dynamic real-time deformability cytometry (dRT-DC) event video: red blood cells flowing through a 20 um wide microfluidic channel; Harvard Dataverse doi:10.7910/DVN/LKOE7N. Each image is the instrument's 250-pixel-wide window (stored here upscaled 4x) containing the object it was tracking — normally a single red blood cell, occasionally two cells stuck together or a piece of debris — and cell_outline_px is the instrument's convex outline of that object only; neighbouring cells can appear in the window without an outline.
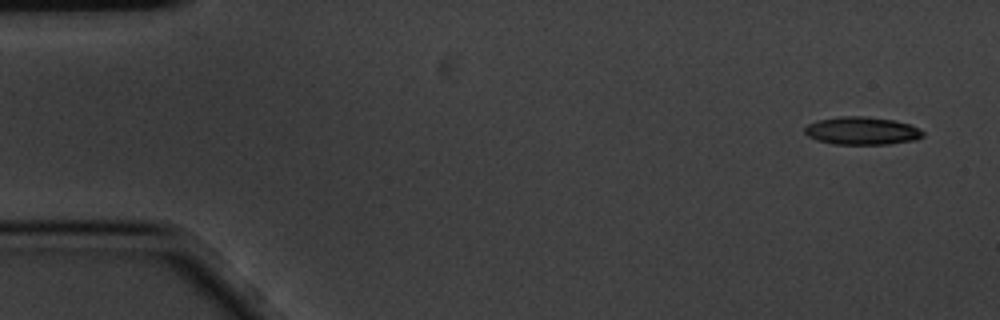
{"species": "common noctule bat (a hibernating species)", "species_latin": "Nyctalus noctula", "temperature_condition": "cold", "stored_images_in_passage": 4, "camera_frame_rate_fps": 3000, "um_per_image_px": 0.085, "animal": {"sex": "male", "body_mass_g": 20.1, "forearm_length_mm": 53.5}, "frame": {"image": 1, "passage_image": 1, "time_ms": 0.0, "image_size_px": [1000, 320], "cell_outline_px": [[924, 136], [916, 140], [888, 144], [832, 144], [816, 140], [808, 136], [804, 132], [804, 128], [808, 124], [816, 120], [840, 116], [864, 116], [892, 120], [908, 124], [924, 132]], "centroid_in_image_um": [73.22, 11.12], "position_along_channel_um": 11.8, "area_um2": 19.19}}
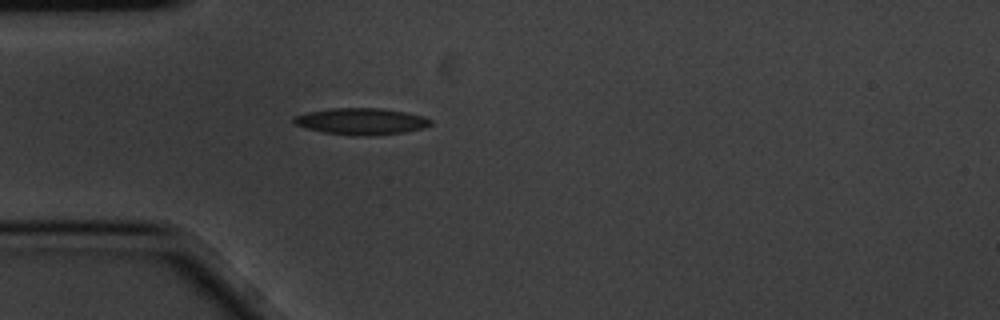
{"frame": {"image": 2, "passage_image": 4, "time_ms": 1.0, "image_size_px": [1000, 320], "cell_outline_px": [[432, 124], [424, 128], [404, 132], [368, 136], [352, 136], [324, 132], [304, 128], [296, 124], [292, 120], [292, 116], [308, 112], [332, 108], [380, 108], [408, 112], [424, 116], [432, 120]], "centroid_in_image_um": [30.71, 10.31], "position_along_channel_um": 54.3, "area_um2": 21.39}}